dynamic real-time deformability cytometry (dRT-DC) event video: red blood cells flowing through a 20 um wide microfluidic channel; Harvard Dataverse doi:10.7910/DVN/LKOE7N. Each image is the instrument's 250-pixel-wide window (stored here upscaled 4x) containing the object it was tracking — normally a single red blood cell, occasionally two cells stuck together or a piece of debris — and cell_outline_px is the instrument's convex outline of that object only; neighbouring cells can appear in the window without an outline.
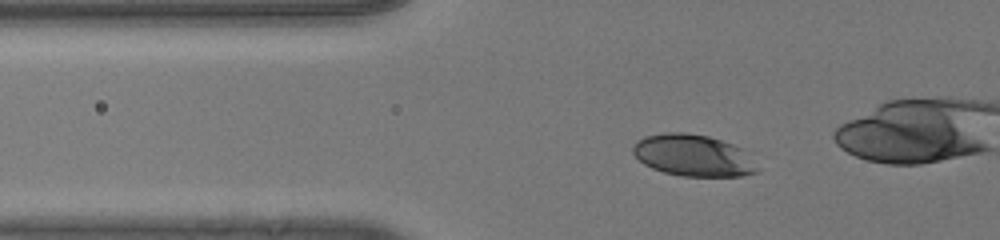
{"species": "human", "species_latin": "Homo sapiens", "temperature_condition": "room temperature", "stored_images_in_passage": 48, "camera_frame_rate_fps": 3000, "um_per_image_px": 0.085, "donor": {"sex": "male"}, "frame": {"image": 1, "passage_image": 19, "time_ms": 6.0, "image_size_px": [1000, 240], "cell_outline_px": [[760, 172], [740, 176], [680, 176], [664, 172], [652, 168], [644, 164], [632, 152], [632, 144], [636, 140], [644, 136], [664, 132], [688, 132], [708, 136], [744, 148], [760, 168]], "centroid_in_image_um": [58.94, 13.2], "position_along_channel_um": 66.9, "area_um2": 30.69}}
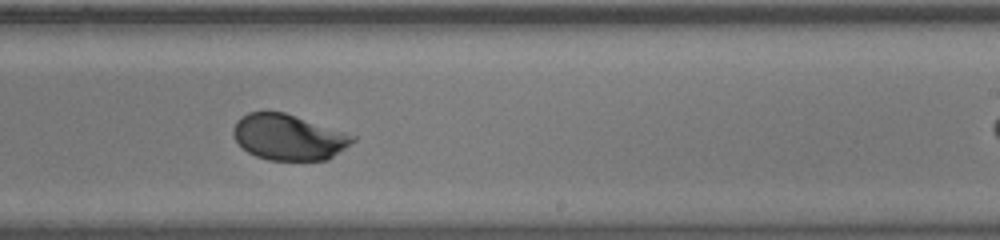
{"frame": {"image": 2, "passage_image": 35, "time_ms": 11.333, "image_size_px": [1000, 240], "cell_outline_px": [[356, 140], [328, 160], [268, 160], [256, 156], [248, 152], [232, 136], [232, 128], [236, 120], [240, 116], [248, 112], [284, 112], [356, 136]], "centroid_in_image_um": [24.5, 11.66], "position_along_channel_um": 264.5, "area_um2": 31.73}}
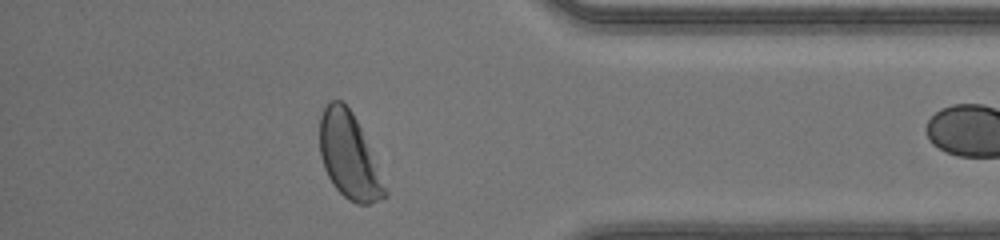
{"frame": {"image": 3, "passage_image": 46, "time_ms": 15.0, "image_size_px": [1000, 240], "cell_outline_px": [[388, 196], [368, 204], [356, 204], [348, 200], [332, 184], [324, 168], [320, 156], [320, 116], [324, 108], [332, 100], [340, 100], [352, 112], [360, 128], [388, 192]], "centroid_in_image_um": [29.64, 13.29], "position_along_channel_um": 405.6, "area_um2": 31.79}}